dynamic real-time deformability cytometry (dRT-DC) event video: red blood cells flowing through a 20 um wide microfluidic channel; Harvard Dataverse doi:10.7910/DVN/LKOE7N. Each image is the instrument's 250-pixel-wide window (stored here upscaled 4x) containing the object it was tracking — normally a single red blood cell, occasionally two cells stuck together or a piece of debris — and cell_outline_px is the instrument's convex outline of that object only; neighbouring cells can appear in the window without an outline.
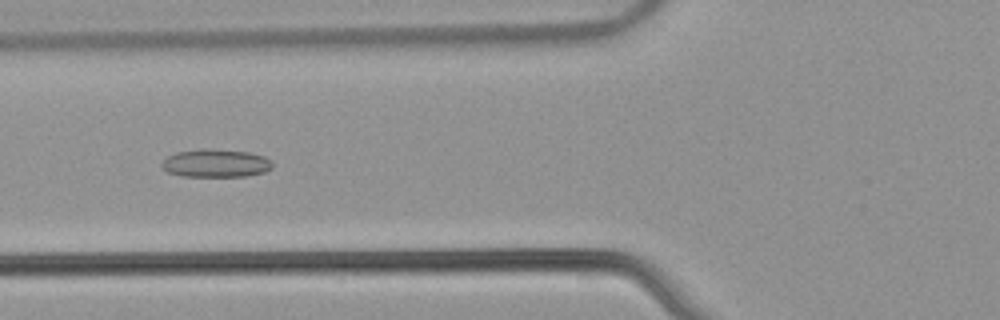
{"species": "common noctule bat (a hibernating species)", "species_latin": "Nyctalus noctula", "temperature_condition": "warm", "stored_images_in_passage": 43, "camera_frame_rate_fps": 3000, "um_per_image_px": 0.085, "animal": {"sex": "male", "body_mass_g": 21.5, "forearm_length_mm": 52.0}, "frame": {"image": 1, "passage_image": 16, "time_ms": 5.0, "image_size_px": [1000, 320], "cell_outline_px": [[272, 168], [264, 172], [248, 176], [180, 176], [168, 172], [160, 168], [160, 164], [168, 156], [176, 152], [200, 148], [208, 148], [248, 152], [264, 156], [272, 164]], "centroid_in_image_um": [18.29, 13.87], "position_along_channel_um": 107.5, "area_um2": 18.21}}
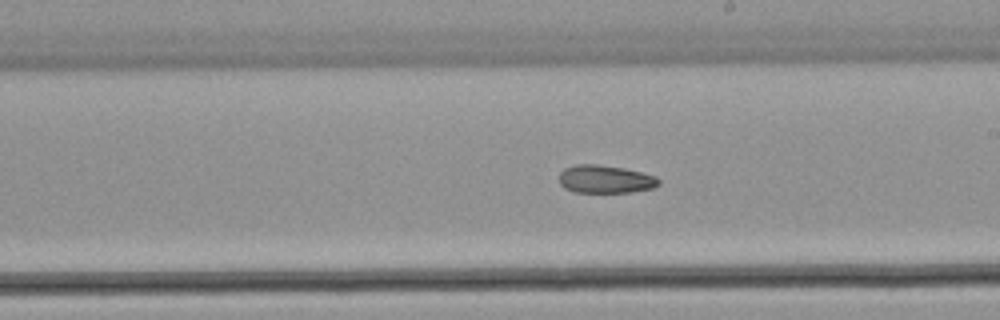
{"frame": {"image": 2, "passage_image": 26, "time_ms": 8.333, "image_size_px": [1000, 320], "cell_outline_px": [[660, 184], [652, 188], [632, 192], [572, 192], [564, 188], [560, 184], [560, 172], [564, 168], [576, 164], [600, 164], [624, 168], [656, 176], [660, 180]], "centroid_in_image_um": [51.44, 15.23], "position_along_channel_um": 237.6, "area_um2": 16.36}}
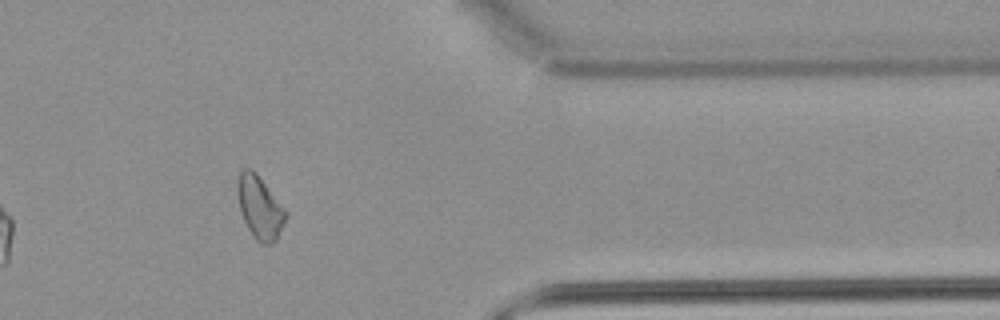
{"frame": {"image": 3, "passage_image": 39, "time_ms": 12.667, "image_size_px": [1000, 320], "cell_outline_px": [[288, 216], [276, 240], [272, 244], [260, 244], [256, 240], [248, 228], [244, 220], [240, 208], [236, 192], [236, 184], [240, 172], [244, 168], [252, 168], [256, 172], [288, 212]], "centroid_in_image_um": [22.09, 17.62], "position_along_channel_um": 389.3, "area_um2": 17.8}}